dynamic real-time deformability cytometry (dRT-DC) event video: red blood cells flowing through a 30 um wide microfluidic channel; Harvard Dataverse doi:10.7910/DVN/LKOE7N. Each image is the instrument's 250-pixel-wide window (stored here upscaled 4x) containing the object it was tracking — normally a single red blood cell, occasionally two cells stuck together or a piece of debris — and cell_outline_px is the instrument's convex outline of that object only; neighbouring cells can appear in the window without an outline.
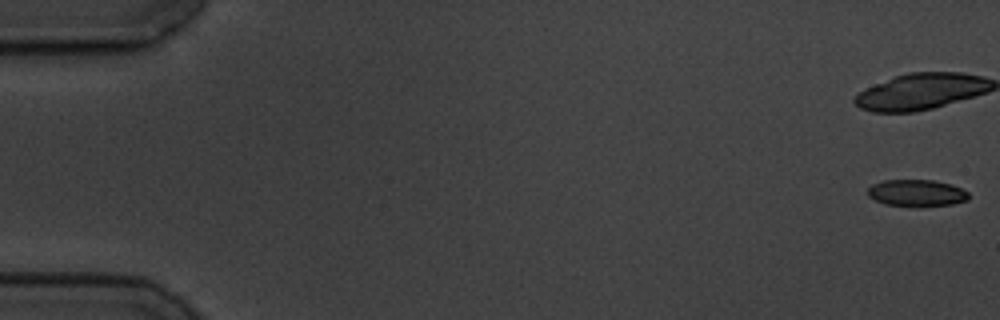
{"species": "common noctule bat (a hibernating species)", "species_latin": "Nyctalus noctula", "temperature_condition": "cold", "stored_images_in_passage": 58, "camera_frame_rate_fps": 3000, "um_per_image_px": 0.085, "animal": {"sex": "male", "body_mass_g": 19.5, "forearm_length_mm": 54.6}, "frame": {"image": 1, "passage_image": 1, "time_ms": 0.0, "image_size_px": [1000, 320], "cell_outline_px": [[968, 200], [952, 204], [920, 208], [916, 208], [884, 204], [868, 196], [868, 188], [872, 184], [884, 180], [932, 180], [948, 184], [960, 188], [968, 192]], "centroid_in_image_um": [77.89, 16.43], "position_along_channel_um": 7.1, "area_um2": 16.01}, "authors_computed_cell_mechanics": {"area_um2": 20.0566, "velocity_mm_per_s": 3.4804, "shape_relaxation_time_tau1_ms": 2.6545, "shape_relaxation_time_tau2_ms": null, "deformation_change_tau1": 0.1754, "deformation_change_tau2": null}}